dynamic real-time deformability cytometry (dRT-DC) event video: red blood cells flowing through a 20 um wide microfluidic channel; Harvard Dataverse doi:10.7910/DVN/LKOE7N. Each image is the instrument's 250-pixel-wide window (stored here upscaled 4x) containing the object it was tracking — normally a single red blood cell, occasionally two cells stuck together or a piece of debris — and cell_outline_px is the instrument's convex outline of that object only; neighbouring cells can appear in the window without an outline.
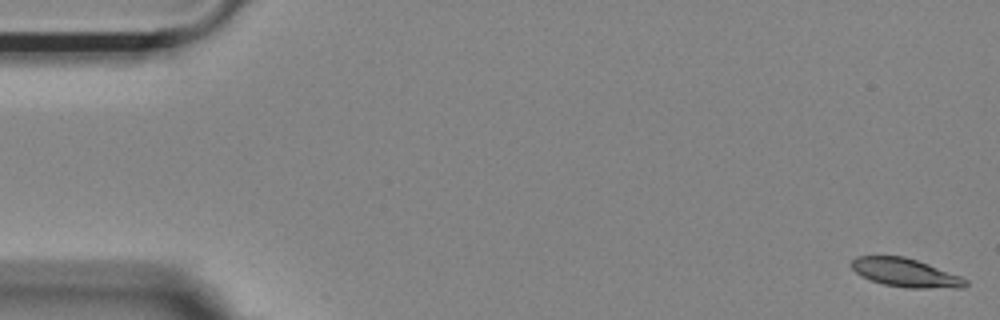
{"species": "Egyptian fruit bat (a non-hibernating species)", "species_latin": "Rousettus aegyptiacus", "temperature_condition": "room temperature", "stored_images_in_passage": 13, "camera_frame_rate_fps": 3000, "um_per_image_px": 0.085, "animal": {"sex": "female"}, "frame": {"image": 1, "passage_image": 1, "time_ms": 0.0, "image_size_px": [1000, 320], "cell_outline_px": [[968, 284], [964, 288], [908, 288], [884, 284], [872, 280], [856, 272], [848, 264], [856, 256], [904, 256], [928, 264], [960, 276], [968, 280]], "centroid_in_image_um": [76.98, 23.18], "position_along_channel_um": 8.0, "area_um2": 18.84}}
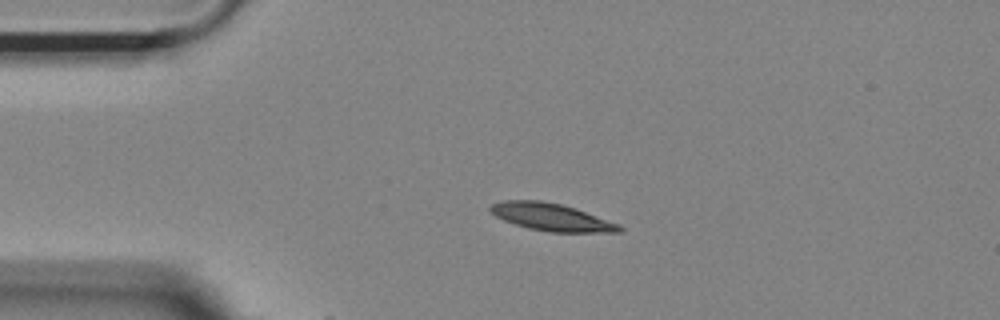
{"frame": {"image": 2, "passage_image": 12, "time_ms": 3.667, "image_size_px": [1000, 320], "cell_outline_px": [[624, 232], [548, 232], [528, 228], [504, 220], [496, 216], [488, 208], [492, 204], [504, 200], [540, 200], [560, 204], [576, 208], [620, 224], [624, 228]], "centroid_in_image_um": [46.91, 18.45], "position_along_channel_um": 38.1, "area_um2": 20.63}}